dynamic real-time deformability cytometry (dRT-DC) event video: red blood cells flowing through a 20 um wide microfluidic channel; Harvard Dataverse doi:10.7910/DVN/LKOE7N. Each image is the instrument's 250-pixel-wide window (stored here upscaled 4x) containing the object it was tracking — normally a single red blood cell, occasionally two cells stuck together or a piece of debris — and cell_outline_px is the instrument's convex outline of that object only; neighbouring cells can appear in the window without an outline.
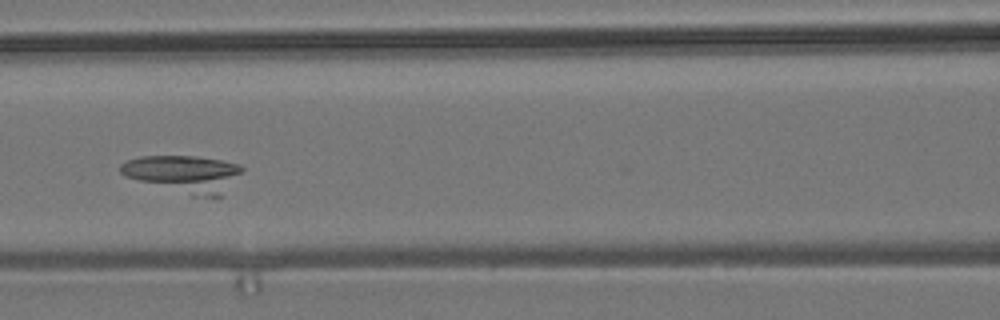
{"species": "common noctule bat (a hibernating species)", "species_latin": "Nyctalus noctula", "temperature_condition": "room temperature", "stored_images_in_passage": 41, "camera_frame_rate_fps": 3000, "um_per_image_px": 0.085, "animal": {"sex": "male", "body_mass_g": 19.2, "forearm_length_mm": 51.8}, "frame": {"image": 1, "passage_image": 23, "time_ms": 7.333, "image_size_px": [1000, 320], "cell_outline_px": [[244, 168], [220, 196], [192, 196], [124, 176], [120, 172], [120, 164], [128, 160], [140, 156], [196, 156], [220, 160], [240, 164]], "centroid_in_image_um": [15.6, 14.75], "position_along_channel_um": 151.0, "area_um2": 25.84}}
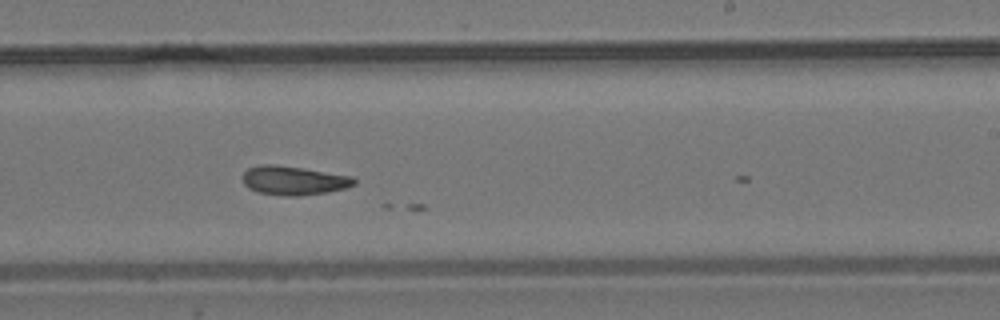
{"frame": {"image": 2, "passage_image": 32, "time_ms": 10.333, "image_size_px": [1000, 320], "cell_outline_px": [[356, 184], [344, 188], [328, 192], [300, 196], [288, 196], [260, 192], [248, 188], [244, 184], [244, 172], [248, 168], [260, 164], [272, 164], [304, 168], [352, 176], [356, 180]], "centroid_in_image_um": [24.98, 15.33], "position_along_channel_um": 264.0, "area_um2": 18.73}}